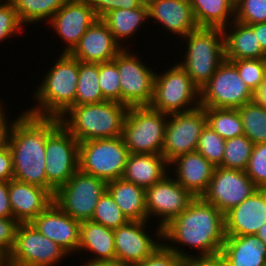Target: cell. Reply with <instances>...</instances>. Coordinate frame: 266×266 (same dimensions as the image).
I'll return each mask as SVG.
<instances>
[{
  "label": "cell",
  "mask_w": 266,
  "mask_h": 266,
  "mask_svg": "<svg viewBox=\"0 0 266 266\" xmlns=\"http://www.w3.org/2000/svg\"><path fill=\"white\" fill-rule=\"evenodd\" d=\"M207 124L224 140L244 135L238 109L205 108Z\"/></svg>",
  "instance_id": "cell-34"
},
{
  "label": "cell",
  "mask_w": 266,
  "mask_h": 266,
  "mask_svg": "<svg viewBox=\"0 0 266 266\" xmlns=\"http://www.w3.org/2000/svg\"><path fill=\"white\" fill-rule=\"evenodd\" d=\"M23 26L12 2L0 0V42L21 33L25 29Z\"/></svg>",
  "instance_id": "cell-43"
},
{
  "label": "cell",
  "mask_w": 266,
  "mask_h": 266,
  "mask_svg": "<svg viewBox=\"0 0 266 266\" xmlns=\"http://www.w3.org/2000/svg\"><path fill=\"white\" fill-rule=\"evenodd\" d=\"M121 136L79 143V169L106 183L123 177L129 156Z\"/></svg>",
  "instance_id": "cell-8"
},
{
  "label": "cell",
  "mask_w": 266,
  "mask_h": 266,
  "mask_svg": "<svg viewBox=\"0 0 266 266\" xmlns=\"http://www.w3.org/2000/svg\"><path fill=\"white\" fill-rule=\"evenodd\" d=\"M88 260V261H87ZM82 266H123L116 260L114 261H92L87 259Z\"/></svg>",
  "instance_id": "cell-53"
},
{
  "label": "cell",
  "mask_w": 266,
  "mask_h": 266,
  "mask_svg": "<svg viewBox=\"0 0 266 266\" xmlns=\"http://www.w3.org/2000/svg\"><path fill=\"white\" fill-rule=\"evenodd\" d=\"M79 142L60 124L46 139L47 191L53 196L79 169Z\"/></svg>",
  "instance_id": "cell-11"
},
{
  "label": "cell",
  "mask_w": 266,
  "mask_h": 266,
  "mask_svg": "<svg viewBox=\"0 0 266 266\" xmlns=\"http://www.w3.org/2000/svg\"><path fill=\"white\" fill-rule=\"evenodd\" d=\"M194 196L180 185L170 173L145 189L148 221L157 217L162 229L180 215L194 200Z\"/></svg>",
  "instance_id": "cell-17"
},
{
  "label": "cell",
  "mask_w": 266,
  "mask_h": 266,
  "mask_svg": "<svg viewBox=\"0 0 266 266\" xmlns=\"http://www.w3.org/2000/svg\"><path fill=\"white\" fill-rule=\"evenodd\" d=\"M220 253L228 266H266V244L254 234L226 236Z\"/></svg>",
  "instance_id": "cell-26"
},
{
  "label": "cell",
  "mask_w": 266,
  "mask_h": 266,
  "mask_svg": "<svg viewBox=\"0 0 266 266\" xmlns=\"http://www.w3.org/2000/svg\"><path fill=\"white\" fill-rule=\"evenodd\" d=\"M11 179H13V158L6 144L0 149V182H8Z\"/></svg>",
  "instance_id": "cell-48"
},
{
  "label": "cell",
  "mask_w": 266,
  "mask_h": 266,
  "mask_svg": "<svg viewBox=\"0 0 266 266\" xmlns=\"http://www.w3.org/2000/svg\"><path fill=\"white\" fill-rule=\"evenodd\" d=\"M128 107L116 101L71 106L59 120L79 143L122 136Z\"/></svg>",
  "instance_id": "cell-4"
},
{
  "label": "cell",
  "mask_w": 266,
  "mask_h": 266,
  "mask_svg": "<svg viewBox=\"0 0 266 266\" xmlns=\"http://www.w3.org/2000/svg\"><path fill=\"white\" fill-rule=\"evenodd\" d=\"M8 191L13 218L18 223H31L53 202L46 189L15 179L8 181Z\"/></svg>",
  "instance_id": "cell-23"
},
{
  "label": "cell",
  "mask_w": 266,
  "mask_h": 266,
  "mask_svg": "<svg viewBox=\"0 0 266 266\" xmlns=\"http://www.w3.org/2000/svg\"><path fill=\"white\" fill-rule=\"evenodd\" d=\"M18 225L14 218H0V255L4 259L13 248Z\"/></svg>",
  "instance_id": "cell-45"
},
{
  "label": "cell",
  "mask_w": 266,
  "mask_h": 266,
  "mask_svg": "<svg viewBox=\"0 0 266 266\" xmlns=\"http://www.w3.org/2000/svg\"><path fill=\"white\" fill-rule=\"evenodd\" d=\"M266 222V189H258L225 213L226 236L256 235Z\"/></svg>",
  "instance_id": "cell-21"
},
{
  "label": "cell",
  "mask_w": 266,
  "mask_h": 266,
  "mask_svg": "<svg viewBox=\"0 0 266 266\" xmlns=\"http://www.w3.org/2000/svg\"><path fill=\"white\" fill-rule=\"evenodd\" d=\"M69 254L31 223H19L5 266H54Z\"/></svg>",
  "instance_id": "cell-10"
},
{
  "label": "cell",
  "mask_w": 266,
  "mask_h": 266,
  "mask_svg": "<svg viewBox=\"0 0 266 266\" xmlns=\"http://www.w3.org/2000/svg\"><path fill=\"white\" fill-rule=\"evenodd\" d=\"M207 125L205 108L168 114L162 155L170 164L178 156L194 152Z\"/></svg>",
  "instance_id": "cell-14"
},
{
  "label": "cell",
  "mask_w": 266,
  "mask_h": 266,
  "mask_svg": "<svg viewBox=\"0 0 266 266\" xmlns=\"http://www.w3.org/2000/svg\"><path fill=\"white\" fill-rule=\"evenodd\" d=\"M83 250L92 254V261L116 260L114 230L91 220L80 222L78 252Z\"/></svg>",
  "instance_id": "cell-28"
},
{
  "label": "cell",
  "mask_w": 266,
  "mask_h": 266,
  "mask_svg": "<svg viewBox=\"0 0 266 266\" xmlns=\"http://www.w3.org/2000/svg\"><path fill=\"white\" fill-rule=\"evenodd\" d=\"M189 1L198 27L223 29L234 21L235 0Z\"/></svg>",
  "instance_id": "cell-30"
},
{
  "label": "cell",
  "mask_w": 266,
  "mask_h": 266,
  "mask_svg": "<svg viewBox=\"0 0 266 266\" xmlns=\"http://www.w3.org/2000/svg\"><path fill=\"white\" fill-rule=\"evenodd\" d=\"M91 221L115 230L118 227L125 225L130 220L122 213L121 209L114 201V198L106 190L95 207Z\"/></svg>",
  "instance_id": "cell-37"
},
{
  "label": "cell",
  "mask_w": 266,
  "mask_h": 266,
  "mask_svg": "<svg viewBox=\"0 0 266 266\" xmlns=\"http://www.w3.org/2000/svg\"><path fill=\"white\" fill-rule=\"evenodd\" d=\"M254 92L241 79L236 66L224 60L209 81L200 89L203 108L238 109L253 101Z\"/></svg>",
  "instance_id": "cell-12"
},
{
  "label": "cell",
  "mask_w": 266,
  "mask_h": 266,
  "mask_svg": "<svg viewBox=\"0 0 266 266\" xmlns=\"http://www.w3.org/2000/svg\"><path fill=\"white\" fill-rule=\"evenodd\" d=\"M17 12L21 23L38 24L45 19L49 22L53 15L64 5L67 0H10ZM47 19V20H46Z\"/></svg>",
  "instance_id": "cell-33"
},
{
  "label": "cell",
  "mask_w": 266,
  "mask_h": 266,
  "mask_svg": "<svg viewBox=\"0 0 266 266\" xmlns=\"http://www.w3.org/2000/svg\"><path fill=\"white\" fill-rule=\"evenodd\" d=\"M0 218H13L9 201L8 182H0Z\"/></svg>",
  "instance_id": "cell-49"
},
{
  "label": "cell",
  "mask_w": 266,
  "mask_h": 266,
  "mask_svg": "<svg viewBox=\"0 0 266 266\" xmlns=\"http://www.w3.org/2000/svg\"><path fill=\"white\" fill-rule=\"evenodd\" d=\"M34 92L35 107L25 112L38 117H61L75 102L79 61L70 54H59Z\"/></svg>",
  "instance_id": "cell-3"
},
{
  "label": "cell",
  "mask_w": 266,
  "mask_h": 266,
  "mask_svg": "<svg viewBox=\"0 0 266 266\" xmlns=\"http://www.w3.org/2000/svg\"><path fill=\"white\" fill-rule=\"evenodd\" d=\"M170 67L160 75L155 71L153 99L149 106L165 114L199 107L200 89L178 63Z\"/></svg>",
  "instance_id": "cell-7"
},
{
  "label": "cell",
  "mask_w": 266,
  "mask_h": 266,
  "mask_svg": "<svg viewBox=\"0 0 266 266\" xmlns=\"http://www.w3.org/2000/svg\"><path fill=\"white\" fill-rule=\"evenodd\" d=\"M258 189L245 171L218 166L201 198L225 214Z\"/></svg>",
  "instance_id": "cell-16"
},
{
  "label": "cell",
  "mask_w": 266,
  "mask_h": 266,
  "mask_svg": "<svg viewBox=\"0 0 266 266\" xmlns=\"http://www.w3.org/2000/svg\"><path fill=\"white\" fill-rule=\"evenodd\" d=\"M123 49L105 22L98 18L87 29L70 55L81 62L103 63L112 61Z\"/></svg>",
  "instance_id": "cell-20"
},
{
  "label": "cell",
  "mask_w": 266,
  "mask_h": 266,
  "mask_svg": "<svg viewBox=\"0 0 266 266\" xmlns=\"http://www.w3.org/2000/svg\"><path fill=\"white\" fill-rule=\"evenodd\" d=\"M224 148L225 140L207 124L199 137L196 151L218 167L222 164Z\"/></svg>",
  "instance_id": "cell-38"
},
{
  "label": "cell",
  "mask_w": 266,
  "mask_h": 266,
  "mask_svg": "<svg viewBox=\"0 0 266 266\" xmlns=\"http://www.w3.org/2000/svg\"><path fill=\"white\" fill-rule=\"evenodd\" d=\"M253 147V142L245 135L225 140L224 157L220 167L245 171Z\"/></svg>",
  "instance_id": "cell-36"
},
{
  "label": "cell",
  "mask_w": 266,
  "mask_h": 266,
  "mask_svg": "<svg viewBox=\"0 0 266 266\" xmlns=\"http://www.w3.org/2000/svg\"><path fill=\"white\" fill-rule=\"evenodd\" d=\"M107 191L130 221H148L143 187L119 178L107 183Z\"/></svg>",
  "instance_id": "cell-29"
},
{
  "label": "cell",
  "mask_w": 266,
  "mask_h": 266,
  "mask_svg": "<svg viewBox=\"0 0 266 266\" xmlns=\"http://www.w3.org/2000/svg\"><path fill=\"white\" fill-rule=\"evenodd\" d=\"M225 239V214L201 197L194 198L187 209L163 228V244L184 259L194 252L191 255L179 249L176 242L200 252L194 255L204 256L220 253Z\"/></svg>",
  "instance_id": "cell-1"
},
{
  "label": "cell",
  "mask_w": 266,
  "mask_h": 266,
  "mask_svg": "<svg viewBox=\"0 0 266 266\" xmlns=\"http://www.w3.org/2000/svg\"><path fill=\"white\" fill-rule=\"evenodd\" d=\"M2 101L0 100V149L7 144L10 126L14 121H8L9 119H7L6 109Z\"/></svg>",
  "instance_id": "cell-50"
},
{
  "label": "cell",
  "mask_w": 266,
  "mask_h": 266,
  "mask_svg": "<svg viewBox=\"0 0 266 266\" xmlns=\"http://www.w3.org/2000/svg\"><path fill=\"white\" fill-rule=\"evenodd\" d=\"M148 15L176 38L199 28L189 0H156L148 9Z\"/></svg>",
  "instance_id": "cell-24"
},
{
  "label": "cell",
  "mask_w": 266,
  "mask_h": 266,
  "mask_svg": "<svg viewBox=\"0 0 266 266\" xmlns=\"http://www.w3.org/2000/svg\"><path fill=\"white\" fill-rule=\"evenodd\" d=\"M99 63L79 61V76L75 102L72 106L93 104L106 101L103 97L98 79Z\"/></svg>",
  "instance_id": "cell-32"
},
{
  "label": "cell",
  "mask_w": 266,
  "mask_h": 266,
  "mask_svg": "<svg viewBox=\"0 0 266 266\" xmlns=\"http://www.w3.org/2000/svg\"><path fill=\"white\" fill-rule=\"evenodd\" d=\"M169 165L171 175L195 198L206 192L215 170V166L197 151L178 156Z\"/></svg>",
  "instance_id": "cell-22"
},
{
  "label": "cell",
  "mask_w": 266,
  "mask_h": 266,
  "mask_svg": "<svg viewBox=\"0 0 266 266\" xmlns=\"http://www.w3.org/2000/svg\"><path fill=\"white\" fill-rule=\"evenodd\" d=\"M148 223V221H129L114 230L117 262L123 266H133L163 245V229L157 226L154 236L151 237L145 229Z\"/></svg>",
  "instance_id": "cell-15"
},
{
  "label": "cell",
  "mask_w": 266,
  "mask_h": 266,
  "mask_svg": "<svg viewBox=\"0 0 266 266\" xmlns=\"http://www.w3.org/2000/svg\"><path fill=\"white\" fill-rule=\"evenodd\" d=\"M60 124L59 118L38 117L24 110L14 118L7 142L13 158V179L47 190L46 139Z\"/></svg>",
  "instance_id": "cell-2"
},
{
  "label": "cell",
  "mask_w": 266,
  "mask_h": 266,
  "mask_svg": "<svg viewBox=\"0 0 266 266\" xmlns=\"http://www.w3.org/2000/svg\"><path fill=\"white\" fill-rule=\"evenodd\" d=\"M184 59L178 63L201 89L225 60L224 33L221 28L199 27L188 33Z\"/></svg>",
  "instance_id": "cell-5"
},
{
  "label": "cell",
  "mask_w": 266,
  "mask_h": 266,
  "mask_svg": "<svg viewBox=\"0 0 266 266\" xmlns=\"http://www.w3.org/2000/svg\"><path fill=\"white\" fill-rule=\"evenodd\" d=\"M99 85L107 101L121 103L120 75L113 61L99 63Z\"/></svg>",
  "instance_id": "cell-39"
},
{
  "label": "cell",
  "mask_w": 266,
  "mask_h": 266,
  "mask_svg": "<svg viewBox=\"0 0 266 266\" xmlns=\"http://www.w3.org/2000/svg\"><path fill=\"white\" fill-rule=\"evenodd\" d=\"M185 259L169 250L164 244L152 255L133 266H184Z\"/></svg>",
  "instance_id": "cell-44"
},
{
  "label": "cell",
  "mask_w": 266,
  "mask_h": 266,
  "mask_svg": "<svg viewBox=\"0 0 266 266\" xmlns=\"http://www.w3.org/2000/svg\"><path fill=\"white\" fill-rule=\"evenodd\" d=\"M234 20L246 25L266 23V0H235Z\"/></svg>",
  "instance_id": "cell-41"
},
{
  "label": "cell",
  "mask_w": 266,
  "mask_h": 266,
  "mask_svg": "<svg viewBox=\"0 0 266 266\" xmlns=\"http://www.w3.org/2000/svg\"><path fill=\"white\" fill-rule=\"evenodd\" d=\"M0 266H5V259L0 255Z\"/></svg>",
  "instance_id": "cell-56"
},
{
  "label": "cell",
  "mask_w": 266,
  "mask_h": 266,
  "mask_svg": "<svg viewBox=\"0 0 266 266\" xmlns=\"http://www.w3.org/2000/svg\"><path fill=\"white\" fill-rule=\"evenodd\" d=\"M169 166L162 154L130 153L122 178L147 189L170 173Z\"/></svg>",
  "instance_id": "cell-25"
},
{
  "label": "cell",
  "mask_w": 266,
  "mask_h": 266,
  "mask_svg": "<svg viewBox=\"0 0 266 266\" xmlns=\"http://www.w3.org/2000/svg\"><path fill=\"white\" fill-rule=\"evenodd\" d=\"M242 119L244 135L253 144L266 142V108L257 105L254 101L238 108Z\"/></svg>",
  "instance_id": "cell-35"
},
{
  "label": "cell",
  "mask_w": 266,
  "mask_h": 266,
  "mask_svg": "<svg viewBox=\"0 0 266 266\" xmlns=\"http://www.w3.org/2000/svg\"><path fill=\"white\" fill-rule=\"evenodd\" d=\"M184 266H228L226 259L221 253L191 256L185 259Z\"/></svg>",
  "instance_id": "cell-47"
},
{
  "label": "cell",
  "mask_w": 266,
  "mask_h": 266,
  "mask_svg": "<svg viewBox=\"0 0 266 266\" xmlns=\"http://www.w3.org/2000/svg\"><path fill=\"white\" fill-rule=\"evenodd\" d=\"M97 19L93 8L84 0H67L47 24L66 44L62 54H70Z\"/></svg>",
  "instance_id": "cell-18"
},
{
  "label": "cell",
  "mask_w": 266,
  "mask_h": 266,
  "mask_svg": "<svg viewBox=\"0 0 266 266\" xmlns=\"http://www.w3.org/2000/svg\"><path fill=\"white\" fill-rule=\"evenodd\" d=\"M256 235L266 244V222L260 227Z\"/></svg>",
  "instance_id": "cell-54"
},
{
  "label": "cell",
  "mask_w": 266,
  "mask_h": 266,
  "mask_svg": "<svg viewBox=\"0 0 266 266\" xmlns=\"http://www.w3.org/2000/svg\"><path fill=\"white\" fill-rule=\"evenodd\" d=\"M147 19L149 20L148 9L140 6L129 10L115 9L102 18L114 39L123 48L128 47L122 42L129 40L132 36L134 37V34L140 30V26L142 27V23L145 24Z\"/></svg>",
  "instance_id": "cell-31"
},
{
  "label": "cell",
  "mask_w": 266,
  "mask_h": 266,
  "mask_svg": "<svg viewBox=\"0 0 266 266\" xmlns=\"http://www.w3.org/2000/svg\"><path fill=\"white\" fill-rule=\"evenodd\" d=\"M245 172L259 189H266V142L254 144Z\"/></svg>",
  "instance_id": "cell-42"
},
{
  "label": "cell",
  "mask_w": 266,
  "mask_h": 266,
  "mask_svg": "<svg viewBox=\"0 0 266 266\" xmlns=\"http://www.w3.org/2000/svg\"><path fill=\"white\" fill-rule=\"evenodd\" d=\"M156 0H137V3L139 4L140 7H144L149 9L155 2Z\"/></svg>",
  "instance_id": "cell-55"
},
{
  "label": "cell",
  "mask_w": 266,
  "mask_h": 266,
  "mask_svg": "<svg viewBox=\"0 0 266 266\" xmlns=\"http://www.w3.org/2000/svg\"><path fill=\"white\" fill-rule=\"evenodd\" d=\"M31 224L69 255L78 252L80 222L62 211L54 202L40 213Z\"/></svg>",
  "instance_id": "cell-19"
},
{
  "label": "cell",
  "mask_w": 266,
  "mask_h": 266,
  "mask_svg": "<svg viewBox=\"0 0 266 266\" xmlns=\"http://www.w3.org/2000/svg\"><path fill=\"white\" fill-rule=\"evenodd\" d=\"M223 33L225 60L266 58V53L257 39V33L249 25L234 20L223 28Z\"/></svg>",
  "instance_id": "cell-27"
},
{
  "label": "cell",
  "mask_w": 266,
  "mask_h": 266,
  "mask_svg": "<svg viewBox=\"0 0 266 266\" xmlns=\"http://www.w3.org/2000/svg\"><path fill=\"white\" fill-rule=\"evenodd\" d=\"M253 101L264 108H266V79L264 82L254 91Z\"/></svg>",
  "instance_id": "cell-52"
},
{
  "label": "cell",
  "mask_w": 266,
  "mask_h": 266,
  "mask_svg": "<svg viewBox=\"0 0 266 266\" xmlns=\"http://www.w3.org/2000/svg\"><path fill=\"white\" fill-rule=\"evenodd\" d=\"M168 114L150 106L128 107L122 138L129 153L162 154Z\"/></svg>",
  "instance_id": "cell-6"
},
{
  "label": "cell",
  "mask_w": 266,
  "mask_h": 266,
  "mask_svg": "<svg viewBox=\"0 0 266 266\" xmlns=\"http://www.w3.org/2000/svg\"><path fill=\"white\" fill-rule=\"evenodd\" d=\"M94 10L97 18H103L108 12L115 9H135L139 7L137 0H84Z\"/></svg>",
  "instance_id": "cell-46"
},
{
  "label": "cell",
  "mask_w": 266,
  "mask_h": 266,
  "mask_svg": "<svg viewBox=\"0 0 266 266\" xmlns=\"http://www.w3.org/2000/svg\"><path fill=\"white\" fill-rule=\"evenodd\" d=\"M255 33L262 50L266 53V23H257L249 25Z\"/></svg>",
  "instance_id": "cell-51"
},
{
  "label": "cell",
  "mask_w": 266,
  "mask_h": 266,
  "mask_svg": "<svg viewBox=\"0 0 266 266\" xmlns=\"http://www.w3.org/2000/svg\"><path fill=\"white\" fill-rule=\"evenodd\" d=\"M134 53L124 48L112 60L120 75L121 103L127 107L149 106L153 99L155 72Z\"/></svg>",
  "instance_id": "cell-13"
},
{
  "label": "cell",
  "mask_w": 266,
  "mask_h": 266,
  "mask_svg": "<svg viewBox=\"0 0 266 266\" xmlns=\"http://www.w3.org/2000/svg\"><path fill=\"white\" fill-rule=\"evenodd\" d=\"M241 79L254 92L266 79V58L231 60Z\"/></svg>",
  "instance_id": "cell-40"
},
{
  "label": "cell",
  "mask_w": 266,
  "mask_h": 266,
  "mask_svg": "<svg viewBox=\"0 0 266 266\" xmlns=\"http://www.w3.org/2000/svg\"><path fill=\"white\" fill-rule=\"evenodd\" d=\"M107 190V183L78 169L69 181L58 188L53 202L73 219L91 220L95 207Z\"/></svg>",
  "instance_id": "cell-9"
}]
</instances>
